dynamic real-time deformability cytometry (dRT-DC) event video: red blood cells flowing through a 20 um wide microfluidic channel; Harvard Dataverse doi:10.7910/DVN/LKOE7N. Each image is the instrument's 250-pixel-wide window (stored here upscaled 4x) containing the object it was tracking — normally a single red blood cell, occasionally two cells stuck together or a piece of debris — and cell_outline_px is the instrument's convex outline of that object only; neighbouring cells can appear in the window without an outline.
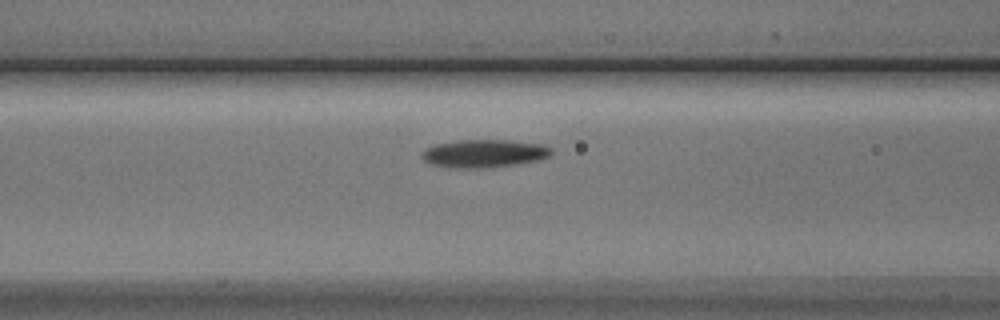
{"species": "Egyptian fruit bat (a non-hibernating species)", "species_latin": "Rousettus aegyptiacus", "temperature_condition": "cold", "stored_images_in_passage": 7, "camera_frame_rate_fps": 3000, "um_per_image_px": 0.085, "animal": {"sex": "male"}, "frame": {"image": 1, "passage_image": 5, "time_ms": 1.333, "image_size_px": [1000, 320], "cell_outline_px": [[552, 152], [548, 156], [536, 160], [516, 164], [484, 168], [452, 168], [432, 164], [424, 160], [420, 156], [420, 152], [424, 148], [432, 144], [456, 140], [508, 140], [544, 144], [552, 148]], "centroid_in_image_um": [41.08, 13.03], "position_along_channel_um": 125.5, "area_um2": 21.33}}